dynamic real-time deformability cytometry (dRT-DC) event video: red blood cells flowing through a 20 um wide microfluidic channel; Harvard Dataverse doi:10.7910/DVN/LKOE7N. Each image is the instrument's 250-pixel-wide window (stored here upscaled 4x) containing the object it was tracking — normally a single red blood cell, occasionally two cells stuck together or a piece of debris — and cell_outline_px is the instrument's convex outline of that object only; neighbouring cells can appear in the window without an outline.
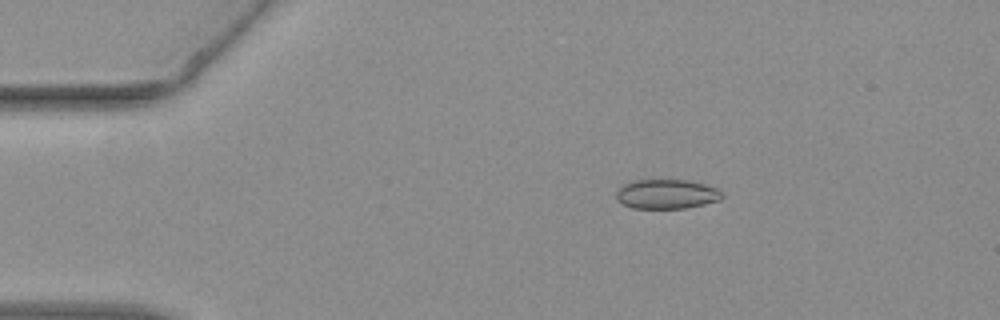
{"species": "common noctule bat (a hibernating species)", "species_latin": "Nyctalus noctula", "temperature_condition": "warm", "stored_images_in_passage": 54, "camera_frame_rate_fps": 3000, "um_per_image_px": 0.085, "animal": {"sex": "female", "body_mass_g": 19.3, "forearm_length_mm": 54.1}, "frame": {"image": 1, "passage_image": 10, "time_ms": 3.0, "image_size_px": [1000, 320], "cell_outline_px": [[724, 196], [720, 200], [704, 204], [684, 208], [632, 208], [616, 200], [616, 192], [624, 184], [632, 180], [688, 180], [704, 184], [716, 188], [724, 192]], "centroid_in_image_um": [56.68, 16.49], "position_along_channel_um": 28.3, "area_um2": 18.21}}
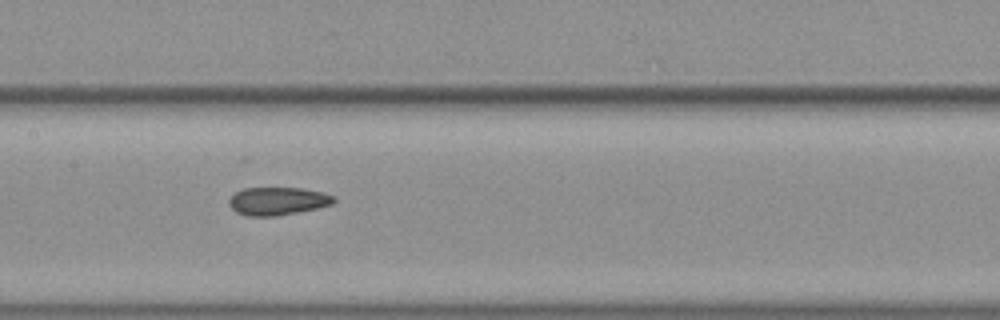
{"frame": {"image": 2, "passage_image": 27, "time_ms": 8.667, "image_size_px": [1000, 320], "cell_outline_px": [[336, 200], [332, 204], [316, 208], [276, 216], [248, 216], [236, 212], [228, 204], [228, 200], [236, 192], [244, 188], [300, 188], [324, 192], [336, 196]], "centroid_in_image_um": [23.61, 17.09], "position_along_channel_um": 183.8, "area_um2": 17.05}}
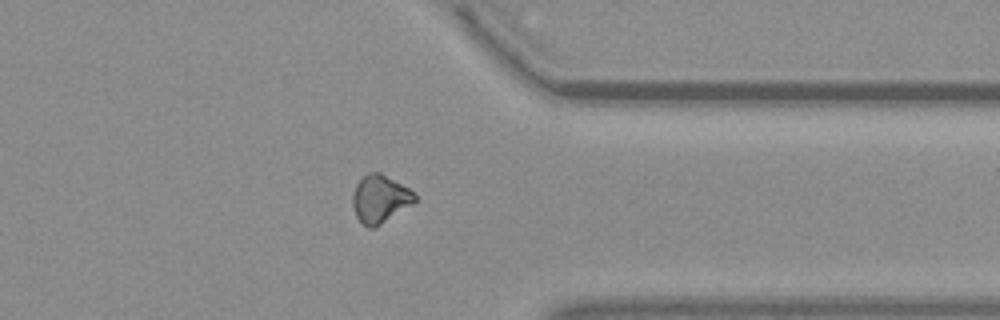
{"frame": {"image": 3, "passage_image": 43, "time_ms": 14.0, "image_size_px": [1000, 320], "cell_outline_px": [[416, 200], [412, 204], [376, 228], [368, 228], [356, 216], [352, 204], [352, 196], [356, 184], [368, 172], [380, 172], [408, 188], [416, 196]], "centroid_in_image_um": [32.28, 16.92], "position_along_channel_um": 379.1, "area_um2": 17.17}, "authors_computed_cell_mechanics": {"area_um2": 17.5134, "velocity_mm_per_s": 3.7977, "shape_relaxation_time_tau1_ms": null, "shape_relaxation_time_tau2_ms": 5.0488, "deformation_change_tau1": null, "deformation_change_tau2": 0.0909}}